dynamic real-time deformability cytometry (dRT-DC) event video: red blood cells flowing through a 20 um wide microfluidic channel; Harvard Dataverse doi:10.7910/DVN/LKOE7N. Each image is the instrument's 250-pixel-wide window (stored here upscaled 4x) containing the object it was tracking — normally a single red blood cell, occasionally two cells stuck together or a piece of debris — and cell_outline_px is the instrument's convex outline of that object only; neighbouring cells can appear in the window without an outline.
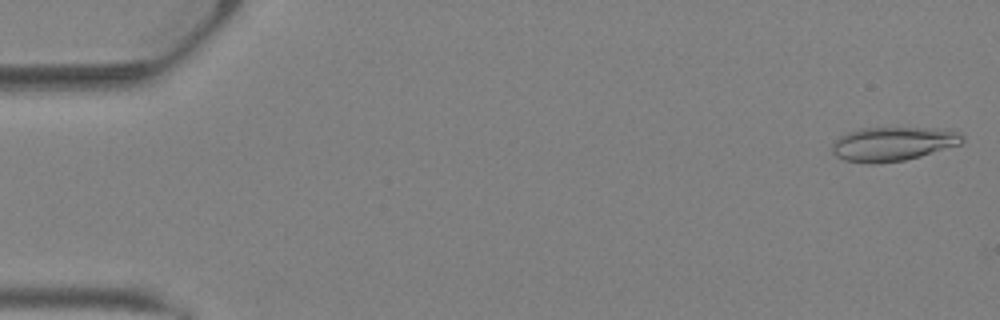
{"species": "Egyptian fruit bat (a non-hibernating species)", "species_latin": "Rousettus aegyptiacus", "temperature_condition": "warm", "stored_images_in_passage": 30, "camera_frame_rate_fps": 3000, "um_per_image_px": 0.085, "animal": {"sex": "female"}, "frame": {"image": 1, "passage_image": 1, "time_ms": 0.0, "image_size_px": [1000, 320], "cell_outline_px": [[964, 140], [960, 144], [920, 156], [904, 160], [876, 164], [872, 164], [844, 160], [836, 156], [832, 152], [832, 144], [840, 136], [848, 132], [860, 128], [952, 128], [960, 132], [964, 136]], "centroid_in_image_um": [75.93, 12.22], "position_along_channel_um": 9.1, "area_um2": 26.01}}